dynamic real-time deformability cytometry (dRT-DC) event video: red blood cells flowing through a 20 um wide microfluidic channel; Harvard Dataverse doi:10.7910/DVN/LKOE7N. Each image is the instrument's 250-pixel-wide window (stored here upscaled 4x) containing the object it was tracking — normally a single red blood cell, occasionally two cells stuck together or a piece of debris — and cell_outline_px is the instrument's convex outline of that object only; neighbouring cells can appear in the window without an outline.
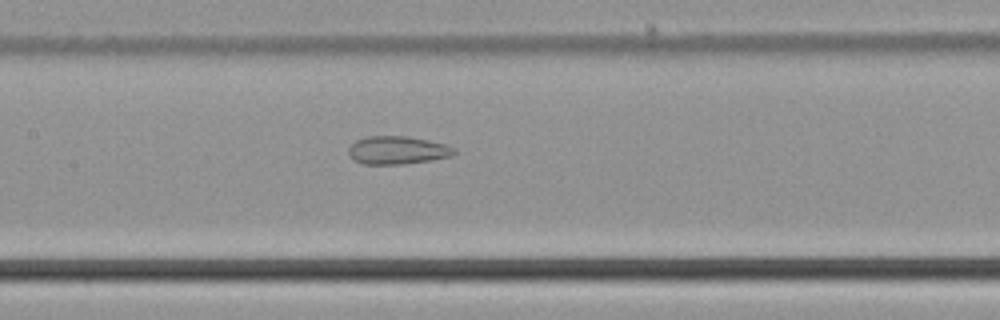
{"species": "common noctule bat (a hibernating species)", "species_latin": "Nyctalus noctula", "temperature_condition": "cold", "stored_images_in_passage": 47, "camera_frame_rate_fps": 3000, "um_per_image_px": 0.085, "animal": {"sex": "male", "body_mass_g": 21.5, "forearm_length_mm": 52.0}, "frame": {"image": 1, "passage_image": 25, "time_ms": 8.0, "image_size_px": [1000, 320], "cell_outline_px": [[456, 152], [452, 156], [432, 160], [404, 164], [364, 164], [348, 156], [348, 148], [356, 140], [368, 136], [408, 136], [428, 140], [444, 144], [456, 148]], "centroid_in_image_um": [33.79, 12.77], "position_along_channel_um": 173.6, "area_um2": 17.34}}
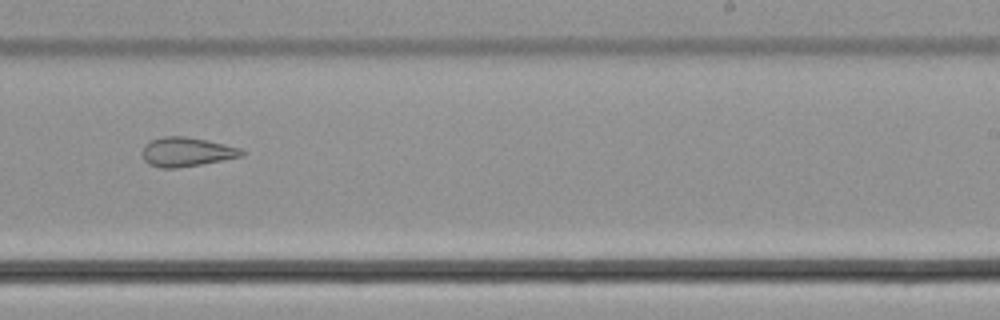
{"frame": {"image": 2, "passage_image": 33, "time_ms": 10.667, "image_size_px": [1000, 320], "cell_outline_px": [[244, 156], [200, 164], [176, 168], [160, 168], [148, 164], [144, 160], [140, 152], [144, 144], [152, 140], [164, 136], [184, 136], [208, 140], [240, 148], [244, 152]], "centroid_in_image_um": [15.81, 12.91], "position_along_channel_um": 273.2, "area_um2": 16.99}}
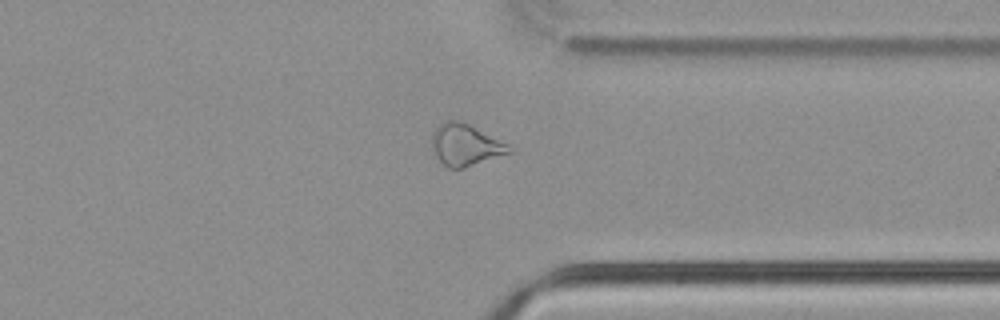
{"frame": {"image": 3, "passage_image": 41, "time_ms": 13.333, "image_size_px": [1000, 320], "cell_outline_px": [[516, 148], [512, 152], [464, 168], [448, 168], [436, 156], [432, 144], [432, 132], [444, 120], [464, 120]], "centroid_in_image_um": [39.61, 12.28], "position_along_channel_um": 371.8, "area_um2": 19.02}, "authors_computed_cell_mechanics": {"area_um2": 19.8254, "velocity_mm_per_s": 3.7435, "shape_relaxation_time_tau1_ms": null, "shape_relaxation_time_tau2_ms": 3.4609, "deformation_change_tau1": null, "deformation_change_tau2": 0.1314}}